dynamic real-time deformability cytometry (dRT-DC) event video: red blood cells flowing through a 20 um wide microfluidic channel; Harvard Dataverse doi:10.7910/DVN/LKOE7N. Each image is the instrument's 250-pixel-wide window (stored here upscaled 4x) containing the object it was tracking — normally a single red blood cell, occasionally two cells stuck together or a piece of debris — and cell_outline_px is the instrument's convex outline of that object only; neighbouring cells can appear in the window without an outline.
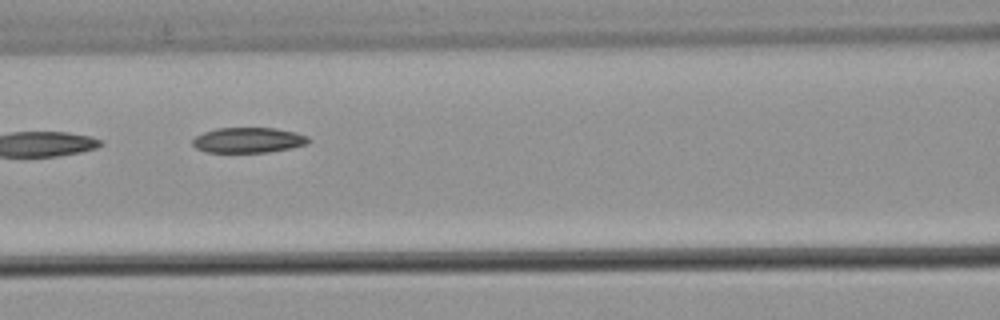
{"species": "common noctule bat (a hibernating species)", "species_latin": "Nyctalus noctula", "temperature_condition": "warm", "stored_images_in_passage": 5, "camera_frame_rate_fps": 3000, "um_per_image_px": 0.085, "animal": {"sex": "male", "body_mass_g": 21.5, "forearm_length_mm": 52.0}, "frame": {"image": 1, "passage_image": 3, "time_ms": 0.667, "image_size_px": [1000, 320], "cell_outline_px": [[312, 140], [308, 144], [292, 148], [268, 152], [204, 152], [196, 148], [192, 144], [192, 140], [196, 136], [204, 132], [216, 128], [276, 128], [296, 132], [308, 136]], "centroid_in_image_um": [21.14, 11.91], "position_along_channel_um": 145.5, "area_um2": 17.28}}